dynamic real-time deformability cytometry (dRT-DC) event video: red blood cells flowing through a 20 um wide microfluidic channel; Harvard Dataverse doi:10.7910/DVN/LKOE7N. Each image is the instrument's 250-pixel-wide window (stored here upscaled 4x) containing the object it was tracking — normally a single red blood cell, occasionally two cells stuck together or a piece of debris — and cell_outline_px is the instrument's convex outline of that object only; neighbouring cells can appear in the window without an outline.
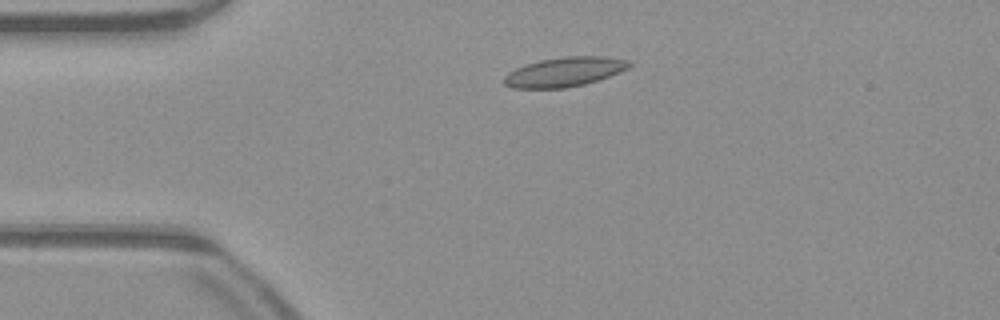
{"species": "common noctule bat (a hibernating species)", "species_latin": "Nyctalus noctula", "temperature_condition": "warm", "stored_images_in_passage": 40, "camera_frame_rate_fps": 3000, "um_per_image_px": 0.085, "animal": {"sex": "male", "body_mass_g": 23.1, "forearm_length_mm": 52.7}, "frame": {"image": 1, "passage_image": 1, "time_ms": 0.0, "image_size_px": [1000, 320], "cell_outline_px": [[632, 64], [628, 68], [620, 72], [584, 84], [564, 88], [512, 88], [504, 84], [504, 76], [508, 72], [516, 68], [540, 60], [564, 56], [604, 56], [628, 60]], "centroid_in_image_um": [47.97, 6.1], "position_along_channel_um": 37.0, "area_um2": 21.33}}
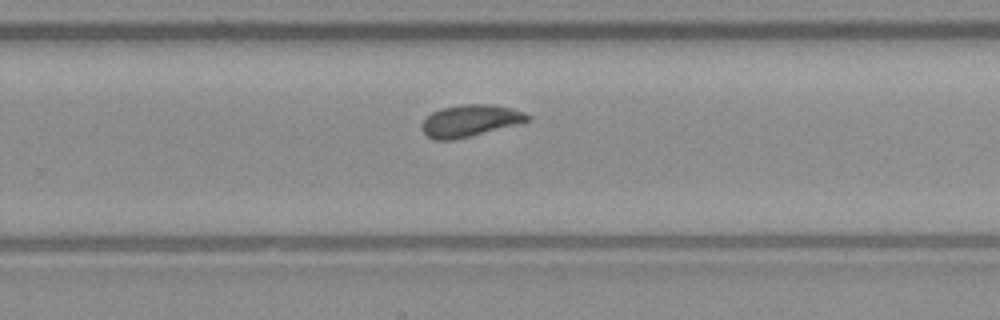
{"frame": {"image": 2, "passage_image": 22, "time_ms": 7.0, "image_size_px": [1000, 320], "cell_outline_px": [[532, 120], [452, 140], [436, 140], [428, 136], [420, 128], [420, 124], [432, 112], [440, 108], [460, 104], [492, 104], [512, 108], [524, 112], [532, 116]], "centroid_in_image_um": [39.95, 10.24], "position_along_channel_um": 289.8, "area_um2": 19.54}}
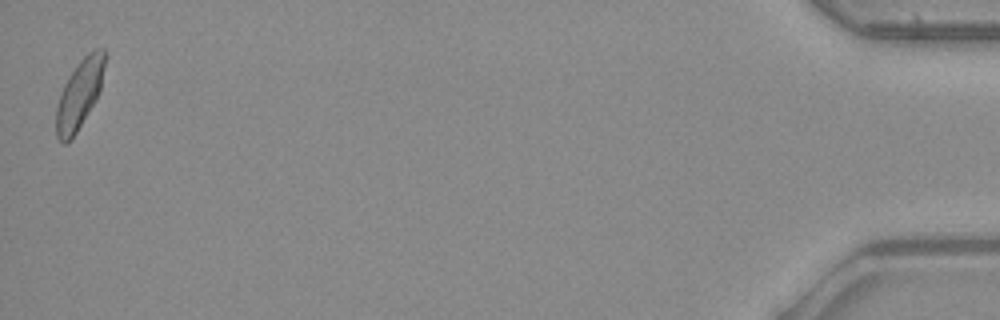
{"frame": {"image": 3, "passage_image": 40, "time_ms": 13.0, "image_size_px": [1000, 320], "cell_outline_px": [[108, 52], [100, 88], [92, 104], [72, 140], [64, 144], [56, 136], [56, 108], [60, 92], [64, 84], [80, 60], [88, 52], [96, 48], [104, 48]], "centroid_in_image_um": [6.76, 7.96], "position_along_channel_um": 428.4, "area_um2": 19.42}, "authors_computed_cell_mechanics": {"area_um2": 19.2763, "velocity_mm_per_s": 4.0491, "shape_relaxation_time_tau1_ms": 11.1361, "shape_relaxation_time_tau2_ms": 1.7972, "deformation_change_tau1": 0.2104, "deformation_change_tau2": 0.0584}}